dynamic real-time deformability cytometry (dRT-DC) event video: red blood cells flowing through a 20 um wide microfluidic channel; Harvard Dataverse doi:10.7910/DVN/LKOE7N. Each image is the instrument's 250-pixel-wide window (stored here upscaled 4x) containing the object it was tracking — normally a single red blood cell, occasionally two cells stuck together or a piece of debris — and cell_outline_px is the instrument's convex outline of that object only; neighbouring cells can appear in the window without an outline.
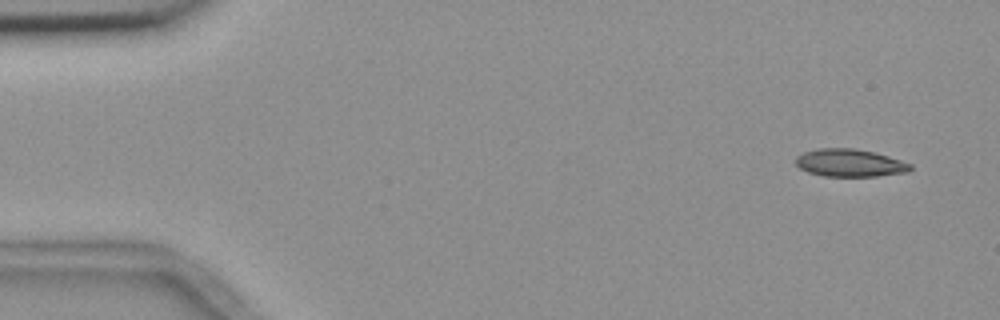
{"species": "common noctule bat (a hibernating species)", "species_latin": "Nyctalus noctula", "temperature_condition": "room temperature", "stored_images_in_passage": 53, "camera_frame_rate_fps": 3000, "um_per_image_px": 0.085, "animal": {"sex": "female", "body_mass_g": 18.4}, "frame": {"image": 1, "passage_image": 1, "time_ms": 0.0, "image_size_px": [1000, 320], "cell_outline_px": [[912, 168], [908, 172], [876, 176], [824, 176], [808, 172], [800, 168], [796, 164], [796, 156], [804, 152], [820, 148], [856, 148], [876, 152], [912, 164]], "centroid_in_image_um": [72.24, 13.84], "position_along_channel_um": 12.8, "area_um2": 18.5}}
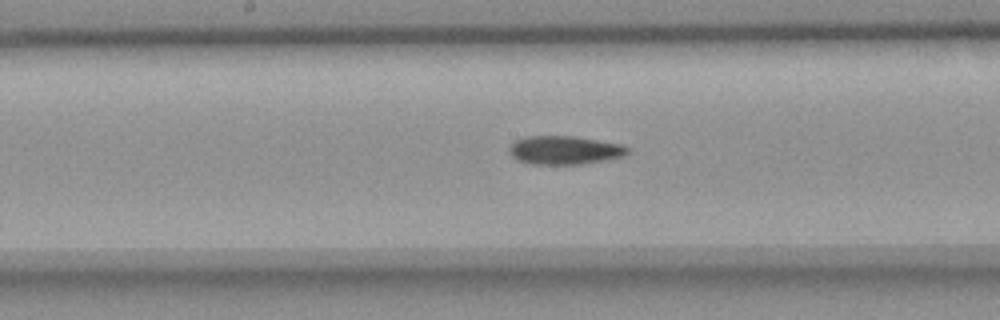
{"frame": {"image": 2, "passage_image": 26, "time_ms": 8.333, "image_size_px": [1000, 320], "cell_outline_px": [[632, 148], [628, 156], [608, 160], [584, 164], [532, 164], [516, 160], [508, 152], [508, 148], [516, 140], [524, 136], [572, 136], [620, 144]], "centroid_in_image_um": [48.03, 12.77], "position_along_channel_um": 200.2, "area_um2": 20.0}}
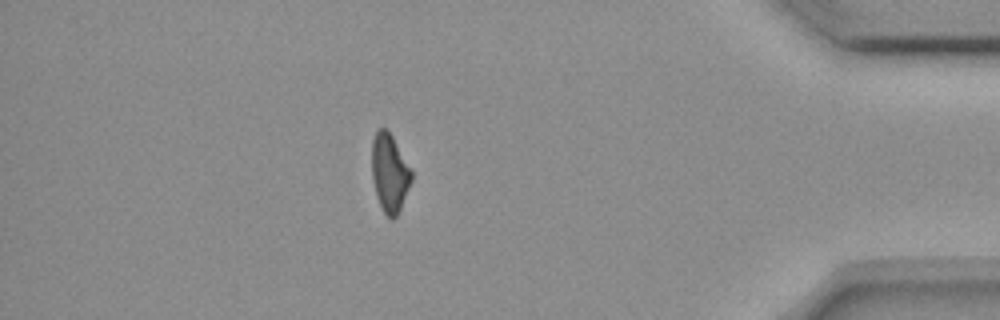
{"frame": {"image": 3, "passage_image": 46, "time_ms": 15.0, "image_size_px": [1000, 320], "cell_outline_px": [[412, 180], [400, 208], [396, 216], [392, 220], [384, 212], [376, 196], [372, 180], [372, 140], [376, 128], [384, 128], [392, 136], [412, 168]], "centroid_in_image_um": [33.11, 14.66], "position_along_channel_um": 402.1, "area_um2": 18.09}}